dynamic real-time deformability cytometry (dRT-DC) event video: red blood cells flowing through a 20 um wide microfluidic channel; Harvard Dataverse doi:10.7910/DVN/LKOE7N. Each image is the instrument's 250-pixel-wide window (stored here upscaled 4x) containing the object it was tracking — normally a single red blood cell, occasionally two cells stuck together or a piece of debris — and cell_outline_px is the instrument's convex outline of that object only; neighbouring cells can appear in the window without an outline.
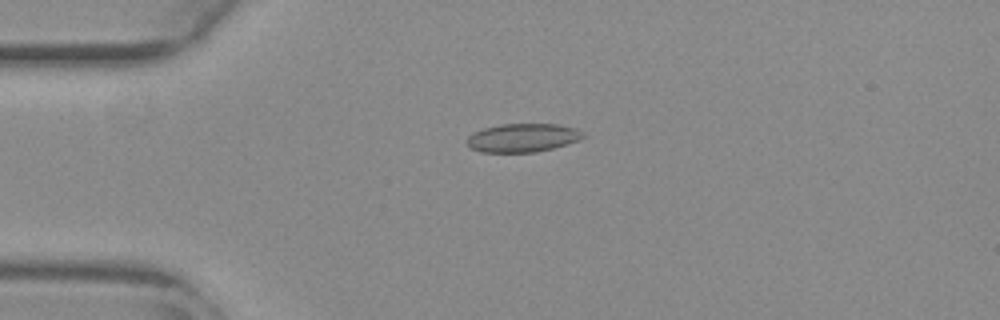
{"species": "common noctule bat (a hibernating species)", "species_latin": "Nyctalus noctula", "temperature_condition": "warm", "stored_images_in_passage": 42, "camera_frame_rate_fps": 3000, "um_per_image_px": 0.085, "animal": {"sex": "female", "body_mass_g": 29.2, "forearm_length_mm": 56.3}, "frame": {"image": 1, "passage_image": 1, "time_ms": 0.0, "image_size_px": [1000, 320], "cell_outline_px": [[588, 136], [580, 140], [552, 148], [536, 152], [480, 152], [472, 148], [468, 144], [468, 136], [484, 128], [500, 124], [556, 124], [576, 128], [584, 132]], "centroid_in_image_um": [44.49, 11.7], "position_along_channel_um": 40.5, "area_um2": 19.25}}
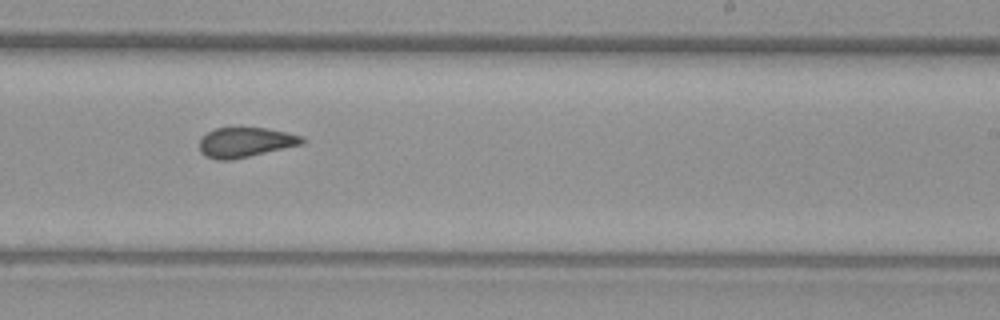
{"frame": {"image": 2, "passage_image": 21, "time_ms": 6.667, "image_size_px": [1000, 320], "cell_outline_px": [[304, 144], [232, 160], [216, 160], [204, 156], [200, 152], [200, 140], [208, 132], [216, 128], [268, 128], [300, 136], [304, 140]], "centroid_in_image_um": [20.84, 12.11], "position_along_channel_um": 268.2, "area_um2": 17.74}}
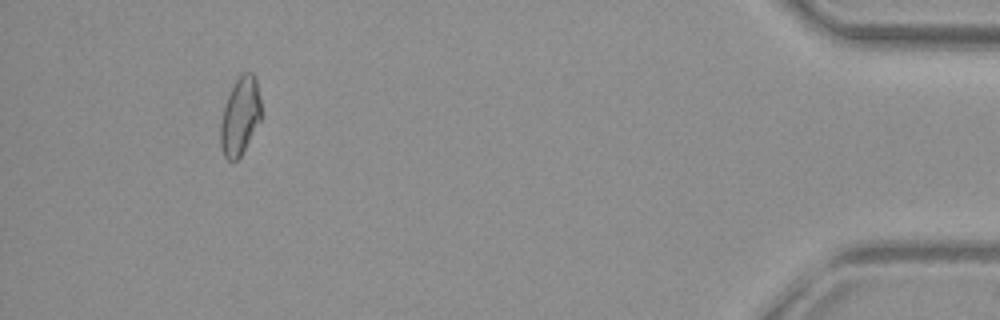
{"frame": {"image": 3, "passage_image": 38, "time_ms": 12.333, "image_size_px": [1000, 320], "cell_outline_px": [[260, 120], [240, 156], [236, 160], [228, 160], [224, 156], [220, 148], [220, 124], [224, 108], [228, 96], [236, 80], [244, 72], [252, 72], [256, 76], [260, 96]], "centroid_in_image_um": [20.4, 9.86], "position_along_channel_um": 414.8, "area_um2": 18.15}, "authors_computed_cell_mechanics": {"area_um2": 18.6983, "velocity_mm_per_s": 3.8288, "shape_relaxation_time_tau1_ms": null, "shape_relaxation_time_tau2_ms": 1.2452, "deformation_change_tau1": null, "deformation_change_tau2": 0.0687}}